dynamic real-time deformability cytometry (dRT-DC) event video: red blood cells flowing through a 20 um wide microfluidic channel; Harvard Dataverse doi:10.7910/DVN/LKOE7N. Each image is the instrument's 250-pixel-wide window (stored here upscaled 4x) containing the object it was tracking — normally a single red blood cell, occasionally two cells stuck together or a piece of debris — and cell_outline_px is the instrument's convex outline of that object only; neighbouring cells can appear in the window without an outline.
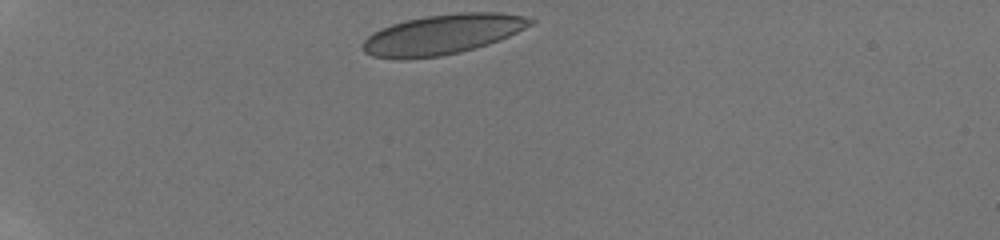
{"species": "human", "species_latin": "Homo sapiens", "temperature_condition": "room temperature", "stored_images_in_passage": 46, "camera_frame_rate_fps": 3000, "um_per_image_px": 0.085, "donor": {"sex": "male"}, "frame": {"image": 1, "passage_image": 1, "time_ms": 0.0, "image_size_px": [1000, 240], "cell_outline_px": [[536, 20], [532, 24], [500, 40], [488, 44], [460, 52], [440, 56], [400, 60], [372, 56], [364, 52], [360, 48], [360, 44], [372, 32], [380, 28], [404, 20], [424, 16], [460, 12], [500, 12], [524, 16]], "centroid_in_image_um": [37.55, 2.93], "position_along_channel_um": 47.4, "area_um2": 39.36}}
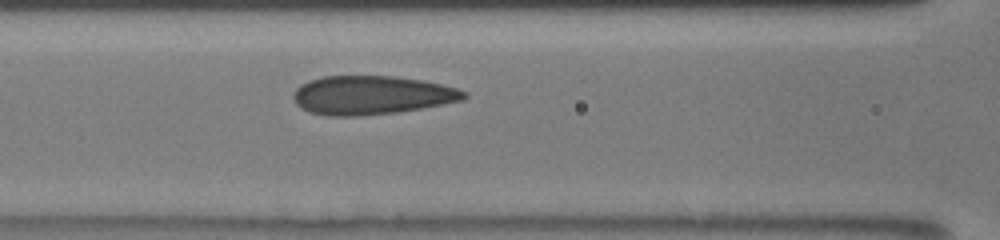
{"frame": {"image": 2, "passage_image": 20, "time_ms": 3.667, "image_size_px": [1000, 240], "cell_outline_px": [[468, 96], [464, 100], [444, 104], [396, 112], [356, 116], [328, 116], [308, 112], [300, 108], [296, 104], [292, 96], [292, 92], [300, 84], [308, 80], [324, 76], [392, 76], [424, 80], [456, 88], [468, 92]], "centroid_in_image_um": [31.55, 8.09], "position_along_channel_um": 135.0, "area_um2": 38.78}}
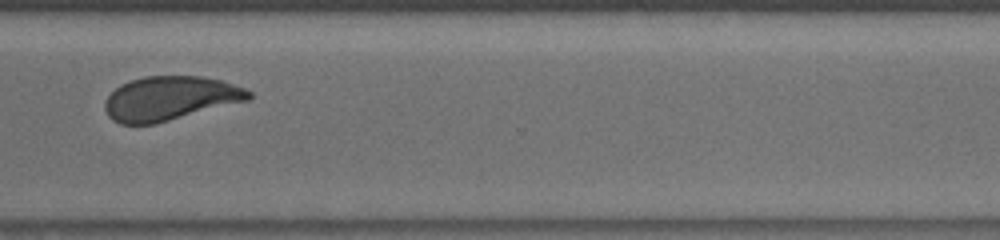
{"frame": {"image": 3, "passage_image": 45, "time_ms": 9.333, "image_size_px": [1000, 240], "cell_outline_px": [[252, 100], [156, 124], [120, 124], [112, 120], [108, 116], [104, 108], [104, 100], [120, 84], [144, 76], [200, 76], [224, 80], [244, 88], [252, 92]], "centroid_in_image_um": [14.49, 8.37], "position_along_channel_um": 356.1, "area_um2": 37.51}}